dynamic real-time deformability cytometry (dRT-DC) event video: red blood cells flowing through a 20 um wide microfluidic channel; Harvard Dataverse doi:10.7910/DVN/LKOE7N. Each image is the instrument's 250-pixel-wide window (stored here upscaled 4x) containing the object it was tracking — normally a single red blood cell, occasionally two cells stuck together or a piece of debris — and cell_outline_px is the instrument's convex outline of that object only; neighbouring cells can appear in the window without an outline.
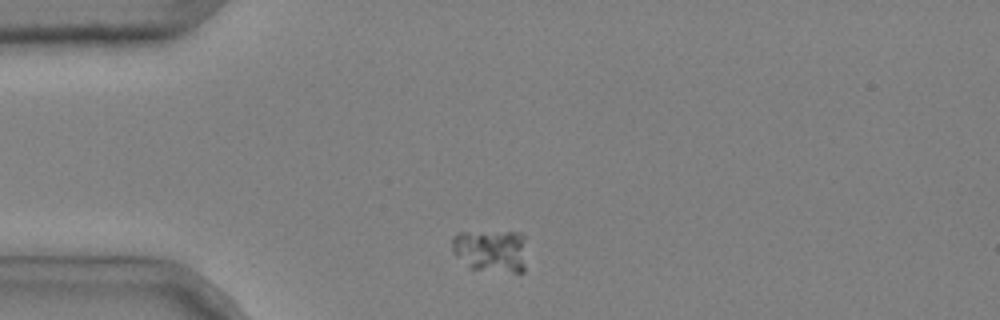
{"species": "common noctule bat (a hibernating species)", "species_latin": "Nyctalus noctula", "temperature_condition": "cold", "stored_images_in_passage": 2, "camera_frame_rate_fps": 3000, "um_per_image_px": 0.085, "animal": {"sex": "male", "body_mass_g": 20.4}, "frame": {"image": 1, "passage_image": 1, "time_ms": 0.0, "image_size_px": [1000, 320], "cell_outline_px": [[524, 272], [512, 272], [468, 268], [452, 252], [452, 236], [460, 232], [520, 232], [524, 236]], "centroid_in_image_um": [41.69, 21.3], "position_along_channel_um": 43.3, "area_um2": 18.61}}